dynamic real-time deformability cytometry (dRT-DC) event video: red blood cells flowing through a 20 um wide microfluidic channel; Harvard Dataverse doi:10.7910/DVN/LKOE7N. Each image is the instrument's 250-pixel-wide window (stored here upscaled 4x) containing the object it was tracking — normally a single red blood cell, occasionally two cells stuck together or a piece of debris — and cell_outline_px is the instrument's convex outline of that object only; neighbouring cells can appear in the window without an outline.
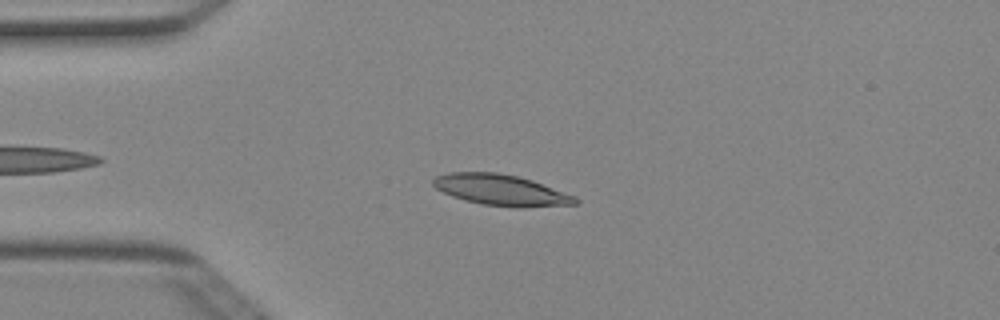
{"species": "Egyptian fruit bat (a non-hibernating species)", "species_latin": "Rousettus aegyptiacus", "temperature_condition": "cold", "stored_images_in_passage": 41, "camera_frame_rate_fps": 3000, "um_per_image_px": 0.085, "animal": {"sex": "female"}, "frame": {"image": 1, "passage_image": 7, "time_ms": 2.0, "image_size_px": [1000, 320], "cell_outline_px": [[580, 200], [576, 204], [520, 208], [516, 208], [484, 204], [464, 200], [452, 196], [436, 188], [432, 184], [432, 180], [436, 176], [448, 172], [496, 172], [520, 176], [532, 180], [576, 196]], "centroid_in_image_um": [42.61, 16.15], "position_along_channel_um": 42.4, "area_um2": 25.78}}
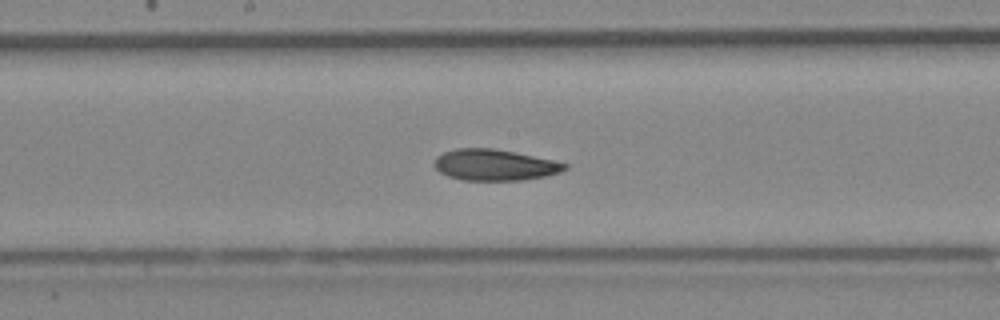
{"frame": {"image": 2, "passage_image": 21, "time_ms": 6.667, "image_size_px": [1000, 320], "cell_outline_px": [[568, 168], [560, 172], [544, 176], [524, 180], [460, 180], [448, 176], [440, 172], [432, 164], [436, 156], [444, 152], [456, 148], [492, 148], [552, 160], [568, 164]], "centroid_in_image_um": [42.0, 14.02], "position_along_channel_um": 206.2, "area_um2": 23.58}}
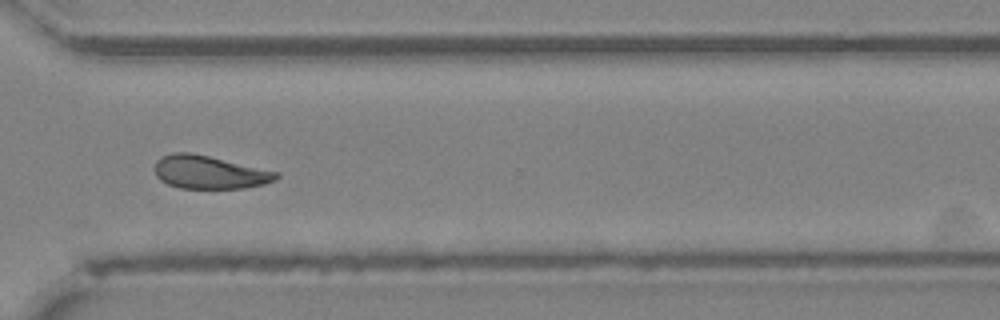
{"frame": {"image": 3, "passage_image": 32, "time_ms": 10.333, "image_size_px": [1000, 320], "cell_outline_px": [[280, 176], [276, 180], [264, 184], [244, 188], [180, 188], [168, 184], [160, 180], [156, 176], [156, 160], [160, 156], [172, 152], [188, 152], [208, 156], [280, 172]], "centroid_in_image_um": [17.81, 14.64], "position_along_channel_um": 352.8, "area_um2": 23.47}, "authors_computed_cell_mechanics": {"area_um2": 24.1604, "velocity_mm_per_s": 3.9772, "shape_relaxation_time_tau1_ms": 5.4001, "shape_relaxation_time_tau2_ms": null, "deformation_change_tau1": 0.1366, "deformation_change_tau2": null}}